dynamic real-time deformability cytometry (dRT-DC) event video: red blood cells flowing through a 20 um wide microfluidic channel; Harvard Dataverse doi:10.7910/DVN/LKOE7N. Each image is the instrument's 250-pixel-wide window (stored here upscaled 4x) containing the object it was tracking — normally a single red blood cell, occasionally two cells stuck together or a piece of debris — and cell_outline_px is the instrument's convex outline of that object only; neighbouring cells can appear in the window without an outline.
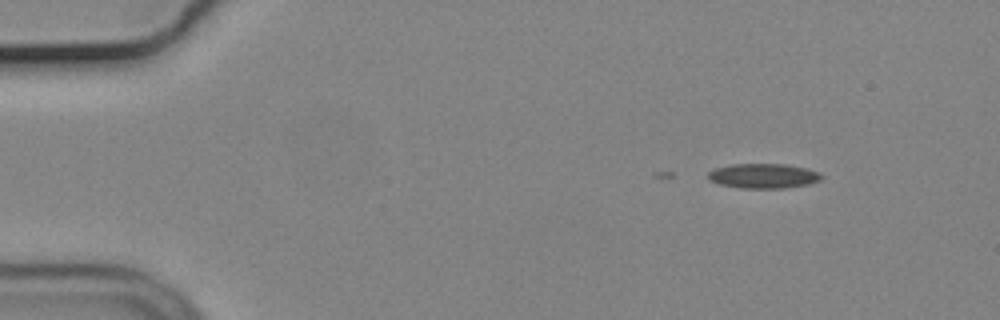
{"species": "common noctule bat (a hibernating species)", "species_latin": "Nyctalus noctula", "temperature_condition": "cold", "stored_images_in_passage": 7, "camera_frame_rate_fps": 3000, "um_per_image_px": 0.085, "animal": {"sex": "male", "body_mass_g": 19.2, "forearm_length_mm": 51.8}, "frame": {"image": 1, "passage_image": 1, "time_ms": 0.0, "image_size_px": [1000, 320], "cell_outline_px": [[824, 176], [820, 180], [808, 184], [788, 188], [740, 188], [720, 184], [708, 180], [708, 172], [716, 168], [732, 164], [784, 164], [808, 168], [820, 172]], "centroid_in_image_um": [64.92, 14.95], "position_along_channel_um": 20.1, "area_um2": 16.47}}